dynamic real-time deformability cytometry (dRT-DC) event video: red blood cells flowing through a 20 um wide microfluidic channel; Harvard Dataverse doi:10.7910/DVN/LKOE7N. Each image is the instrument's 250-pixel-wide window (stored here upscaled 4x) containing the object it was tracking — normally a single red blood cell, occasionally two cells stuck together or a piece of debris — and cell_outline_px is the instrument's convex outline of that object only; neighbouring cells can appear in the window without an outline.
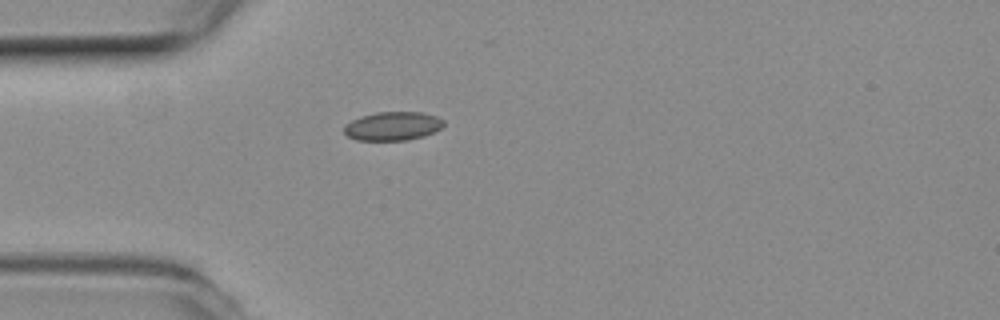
{"species": "common noctule bat (a hibernating species)", "species_latin": "Nyctalus noctula", "temperature_condition": "room temperature", "stored_images_in_passage": 29, "camera_frame_rate_fps": 3000, "um_per_image_px": 0.085, "animal": {"sex": "female", "body_mass_g": 19.3, "forearm_length_mm": 54.1}, "frame": {"image": 1, "passage_image": 1, "time_ms": 0.0, "image_size_px": [1000, 320], "cell_outline_px": [[444, 124], [440, 128], [424, 136], [408, 140], [356, 140], [348, 136], [344, 132], [344, 124], [360, 116], [376, 112], [420, 112], [436, 116], [444, 120]], "centroid_in_image_um": [33.36, 10.71], "position_along_channel_um": 51.6, "area_um2": 16.65}}
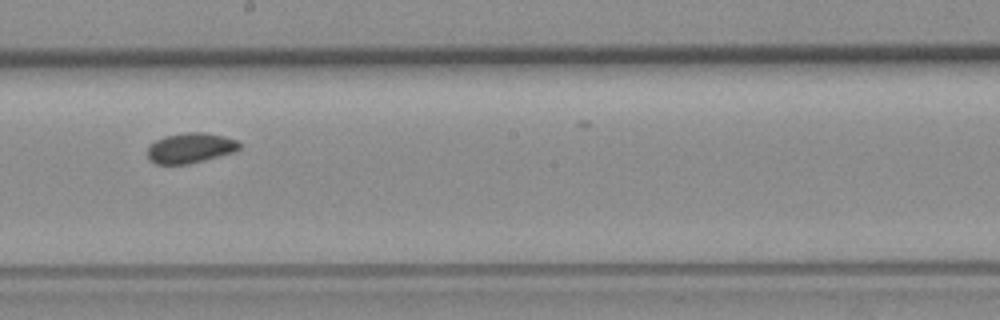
{"frame": {"image": 2, "passage_image": 16, "time_ms": 5.0, "image_size_px": [1000, 320], "cell_outline_px": [[240, 148], [236, 152], [188, 164], [156, 164], [148, 160], [148, 148], [156, 140], [164, 136], [184, 132], [204, 132], [224, 136], [236, 140], [240, 144]], "centroid_in_image_um": [16.19, 12.58], "position_along_channel_um": 232.0, "area_um2": 16.24}}
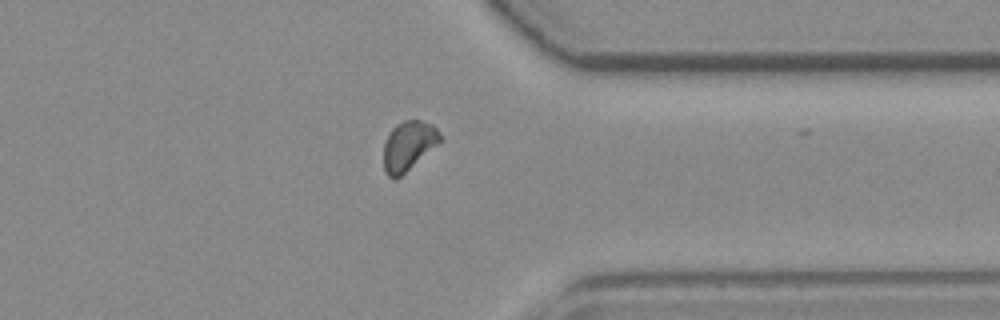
{"frame": {"image": 3, "passage_image": 28, "time_ms": 9.0, "image_size_px": [1000, 320], "cell_outline_px": [[440, 140], [436, 144], [400, 176], [392, 180], [384, 172], [384, 144], [392, 128], [396, 124], [404, 120], [420, 120], [432, 124], [440, 132]], "centroid_in_image_um": [34.68, 12.37], "position_along_channel_um": 376.7, "area_um2": 15.78}}